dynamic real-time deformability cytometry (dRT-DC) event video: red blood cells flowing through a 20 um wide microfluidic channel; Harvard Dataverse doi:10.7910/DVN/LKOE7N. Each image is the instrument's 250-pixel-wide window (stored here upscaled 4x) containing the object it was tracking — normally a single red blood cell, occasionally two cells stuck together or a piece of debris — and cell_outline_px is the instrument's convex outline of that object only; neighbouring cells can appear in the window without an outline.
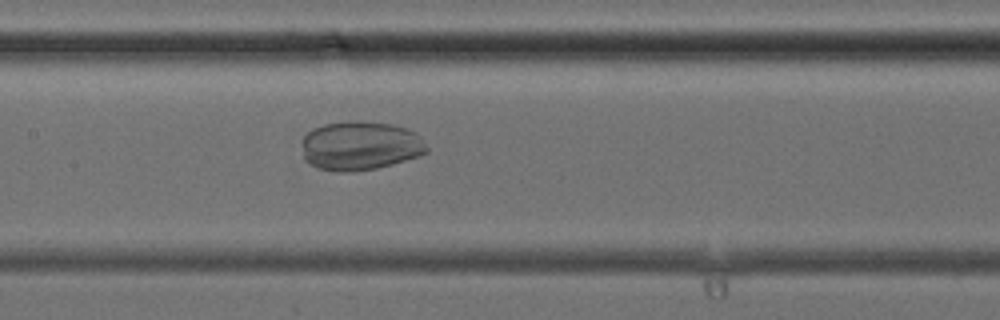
{"species": "common noctule bat (a hibernating species)", "species_latin": "Nyctalus noctula", "temperature_condition": "cold", "stored_images_in_passage": 5, "segment_of_instrument_passage": [2, 2], "camera_frame_rate_fps": 3000, "um_per_image_px": 0.085, "animal": {"sex": "female", "body_mass_g": 24.6, "forearm_length_mm": 56.2}, "frame": {"image": 1, "passage_image": 5, "time_ms": 5.667, "image_size_px": [1000, 320], "cell_outline_px": [[428, 152], [420, 156], [392, 164], [376, 168], [352, 172], [340, 172], [320, 168], [304, 160], [304, 136], [312, 128], [324, 124], [348, 120], [360, 120], [392, 124], [408, 128], [416, 132], [420, 136], [428, 148]], "centroid_in_image_um": [30.66, 12.37], "position_along_channel_um": 176.7, "area_um2": 35.89}}